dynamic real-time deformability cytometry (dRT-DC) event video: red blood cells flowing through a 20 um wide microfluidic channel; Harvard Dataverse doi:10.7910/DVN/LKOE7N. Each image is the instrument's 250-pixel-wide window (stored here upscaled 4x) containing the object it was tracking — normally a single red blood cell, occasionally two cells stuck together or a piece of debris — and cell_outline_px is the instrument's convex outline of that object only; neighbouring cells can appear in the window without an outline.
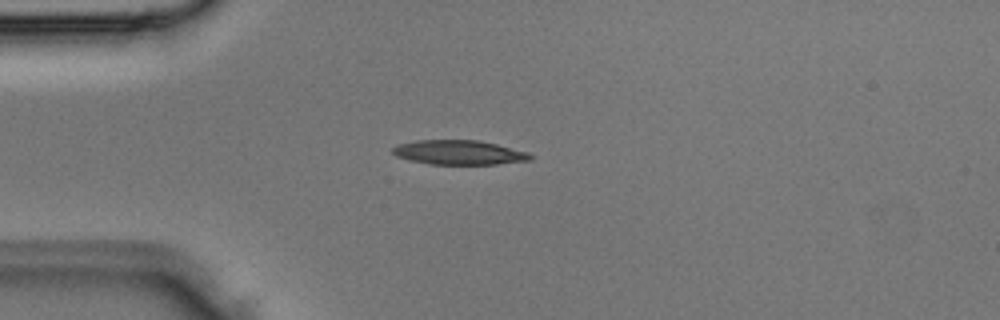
{"species": "Egyptian fruit bat (a non-hibernating species)", "species_latin": "Rousettus aegyptiacus", "temperature_condition": "room temperature", "stored_images_in_passage": 1, "camera_frame_rate_fps": 3000, "um_per_image_px": 0.085, "animal": {"sex": "male"}, "frame": {"image": 1, "passage_image": 1, "time_ms": 0.0, "image_size_px": [1000, 320], "cell_outline_px": [[532, 160], [496, 164], [428, 164], [408, 160], [396, 156], [392, 152], [392, 148], [400, 144], [416, 140], [476, 140], [496, 144], [528, 152], [532, 156]], "centroid_in_image_um": [39.0, 12.96], "position_along_channel_um": 46.0, "area_um2": 19.54}}